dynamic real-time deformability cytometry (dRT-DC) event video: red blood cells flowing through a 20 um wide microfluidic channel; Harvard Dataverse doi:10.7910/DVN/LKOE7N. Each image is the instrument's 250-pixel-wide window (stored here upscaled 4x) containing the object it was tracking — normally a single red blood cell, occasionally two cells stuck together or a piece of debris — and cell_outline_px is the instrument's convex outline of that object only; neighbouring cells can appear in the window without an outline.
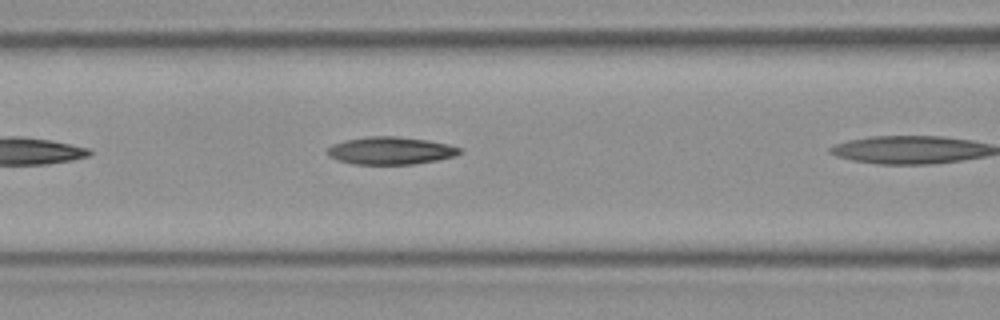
{"species": "Egyptian fruit bat (a non-hibernating species)", "species_latin": "Rousettus aegyptiacus", "temperature_condition": "room temperature", "stored_images_in_passage": 7, "camera_frame_rate_fps": 3000, "um_per_image_px": 0.085, "frame": {"image": 1, "passage_image": 6, "time_ms": 1.667, "image_size_px": [1000, 320], "cell_outline_px": [[460, 152], [456, 156], [436, 160], [412, 164], [352, 164], [336, 160], [328, 156], [324, 152], [332, 144], [344, 140], [368, 136], [396, 136], [428, 140], [448, 144], [460, 148]], "centroid_in_image_um": [33.13, 12.8], "position_along_channel_um": 133.5, "area_um2": 21.39}}